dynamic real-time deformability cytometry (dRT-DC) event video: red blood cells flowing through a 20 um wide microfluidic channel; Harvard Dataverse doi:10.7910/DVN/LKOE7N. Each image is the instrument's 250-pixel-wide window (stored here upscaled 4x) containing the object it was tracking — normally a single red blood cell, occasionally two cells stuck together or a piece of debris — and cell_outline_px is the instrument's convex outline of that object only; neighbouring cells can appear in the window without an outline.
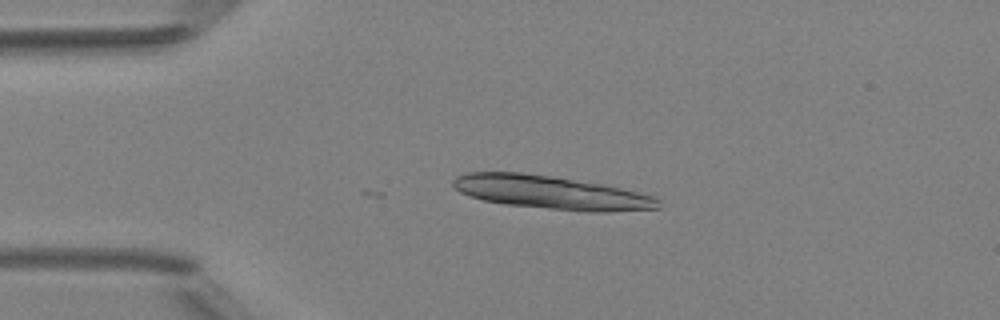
{"species": "Egyptian fruit bat (a non-hibernating species)", "species_latin": "Rousettus aegyptiacus", "temperature_condition": "room temperature", "stored_images_in_passage": 2, "camera_frame_rate_fps": 3000, "um_per_image_px": 0.085, "animal": {"sex": "female"}, "frame": {"image": 1, "passage_image": 1, "time_ms": 0.0, "image_size_px": [1000, 320], "cell_outline_px": [[660, 208], [608, 212], [592, 212], [504, 204], [484, 200], [468, 196], [460, 192], [452, 184], [452, 180], [456, 176], [468, 172], [520, 172], [548, 176], [600, 184], [620, 188], [652, 196], [660, 200]], "centroid_in_image_um": [46.8, 16.36], "position_along_channel_um": 38.2, "area_um2": 39.42}}